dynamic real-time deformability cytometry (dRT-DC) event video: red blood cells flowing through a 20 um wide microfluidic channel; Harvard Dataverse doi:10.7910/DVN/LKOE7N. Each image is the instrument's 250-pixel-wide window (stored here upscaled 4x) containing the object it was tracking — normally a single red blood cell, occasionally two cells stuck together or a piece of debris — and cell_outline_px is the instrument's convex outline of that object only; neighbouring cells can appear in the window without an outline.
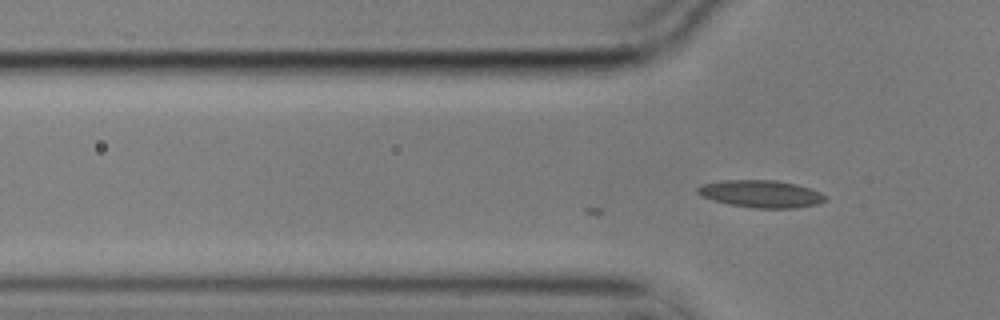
{"species": "common noctule bat (a hibernating species)", "species_latin": "Nyctalus noctula", "temperature_condition": "cold", "stored_images_in_passage": 3, "camera_frame_rate_fps": 3000, "um_per_image_px": 0.085, "animal": {"sex": "male", "body_mass_g": 17.9}, "frame": {"image": 1, "passage_image": 3, "time_ms": 0.667, "image_size_px": [1000, 320], "cell_outline_px": [[828, 200], [816, 204], [796, 208], [752, 208], [732, 204], [716, 200], [704, 196], [696, 192], [696, 188], [700, 184], [724, 180], [776, 180], [796, 184], [820, 192], [828, 196]], "centroid_in_image_um": [64.72, 16.47], "position_along_channel_um": 61.1, "area_um2": 20.23}}